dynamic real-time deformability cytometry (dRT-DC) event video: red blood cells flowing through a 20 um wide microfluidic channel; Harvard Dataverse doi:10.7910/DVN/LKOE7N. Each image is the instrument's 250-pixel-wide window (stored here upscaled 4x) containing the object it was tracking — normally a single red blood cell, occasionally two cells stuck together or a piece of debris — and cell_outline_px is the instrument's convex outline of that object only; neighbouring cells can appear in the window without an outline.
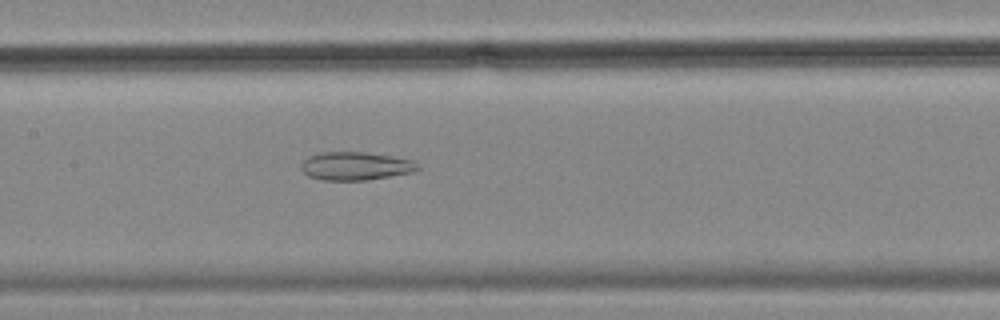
{"species": "common noctule bat (a hibernating species)", "species_latin": "Nyctalus noctula", "temperature_condition": "cold", "stored_images_in_passage": 57, "camera_frame_rate_fps": 3000, "um_per_image_px": 0.085, "animal": {"sex": "female", "body_mass_g": 18.4}, "frame": {"image": 1, "passage_image": 27, "time_ms": 8.667, "image_size_px": [1000, 320], "cell_outline_px": [[420, 168], [412, 172], [368, 180], [324, 180], [308, 176], [300, 168], [300, 164], [308, 156], [320, 152], [364, 152], [392, 156], [412, 160]], "centroid_in_image_um": [30.18, 14.11], "position_along_channel_um": 177.2, "area_um2": 19.13}}
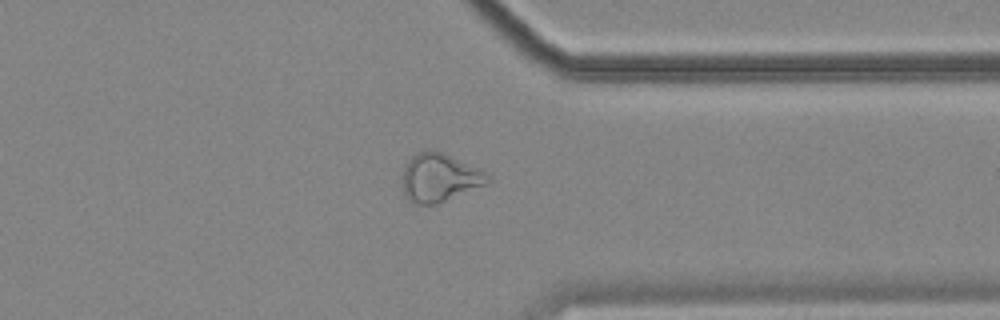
{"frame": {"image": 2, "passage_image": 44, "time_ms": 14.333, "image_size_px": [1000, 320], "cell_outline_px": [[492, 180], [488, 184], [436, 204], [412, 204], [404, 196], [404, 164], [412, 156], [420, 152], [440, 152], [480, 168]], "centroid_in_image_um": [37.37, 15.13], "position_along_channel_um": 374.0, "area_um2": 23.64}}
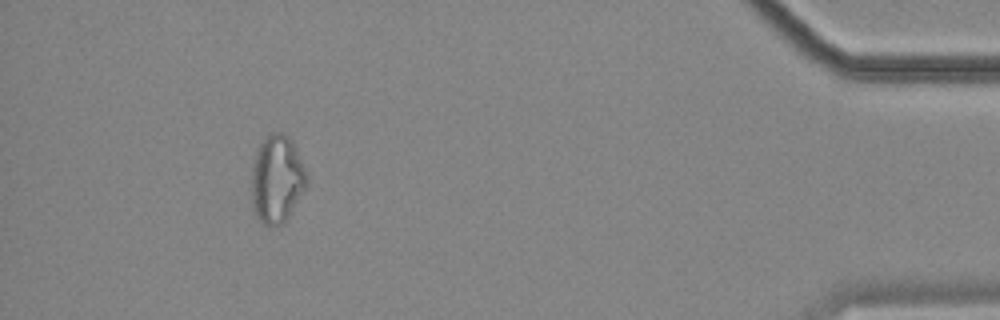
{"frame": {"image": 3, "passage_image": 52, "time_ms": 17.0, "image_size_px": [1000, 320], "cell_outline_px": [[308, 184], [288, 216], [280, 224], [264, 224], [260, 220], [252, 204], [252, 164], [256, 152], [264, 136], [272, 132], [280, 132], [288, 136], [292, 140], [308, 176]], "centroid_in_image_um": [23.54, 15.16], "position_along_channel_um": 411.7, "area_um2": 27.92}, "authors_computed_cell_mechanics": {"area_um2": 26.3568, "velocity_mm_per_s": 3.5265, "shape_relaxation_time_tau1_ms": null, "shape_relaxation_time_tau2_ms": 3.0669, "deformation_change_tau1": null, "deformation_change_tau2": 0.1057}}